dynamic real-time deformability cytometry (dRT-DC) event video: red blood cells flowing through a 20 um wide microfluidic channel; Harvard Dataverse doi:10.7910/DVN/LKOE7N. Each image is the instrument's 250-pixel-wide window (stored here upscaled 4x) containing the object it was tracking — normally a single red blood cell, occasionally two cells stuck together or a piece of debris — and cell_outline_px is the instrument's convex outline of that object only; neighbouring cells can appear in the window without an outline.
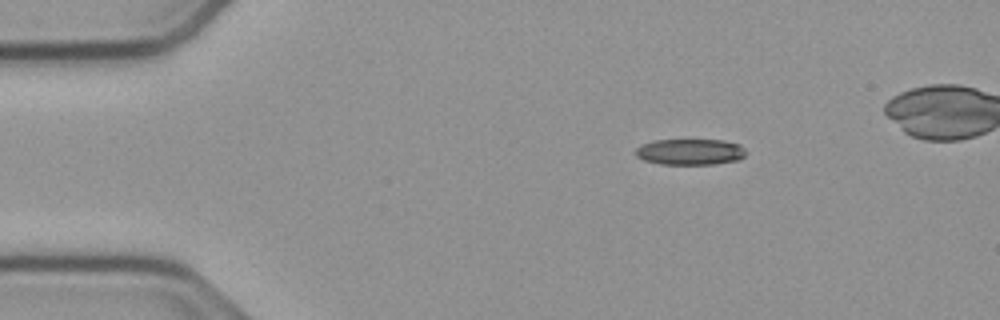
{"species": "common noctule bat (a hibernating species)", "species_latin": "Nyctalus noctula", "temperature_condition": "cold", "stored_images_in_passage": 43, "camera_frame_rate_fps": 3000, "um_per_image_px": 0.085, "animal": {"sex": "male", "body_mass_g": 23.1, "forearm_length_mm": 52.7}, "frame": {"image": 1, "passage_image": 1, "time_ms": 0.0, "image_size_px": [1000, 320], "cell_outline_px": [[744, 156], [740, 160], [712, 164], [660, 164], [644, 160], [636, 156], [636, 148], [640, 144], [656, 140], [724, 140], [740, 144], [744, 148]], "centroid_in_image_um": [58.66, 12.9], "position_along_channel_um": 26.3, "area_um2": 16.76}}
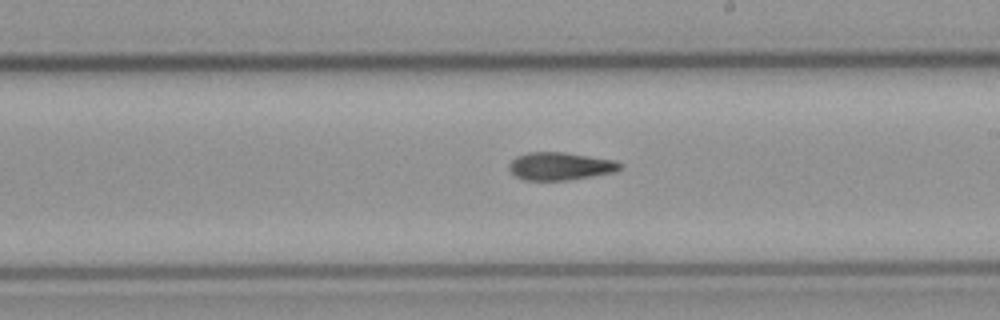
{"frame": {"image": 2, "passage_image": 23, "time_ms": 7.333, "image_size_px": [1000, 320], "cell_outline_px": [[624, 168], [616, 172], [568, 180], [524, 180], [516, 176], [508, 168], [508, 164], [516, 156], [528, 152], [564, 152], [616, 160], [624, 164]], "centroid_in_image_um": [47.67, 14.12], "position_along_channel_um": 241.3, "area_um2": 18.21}}
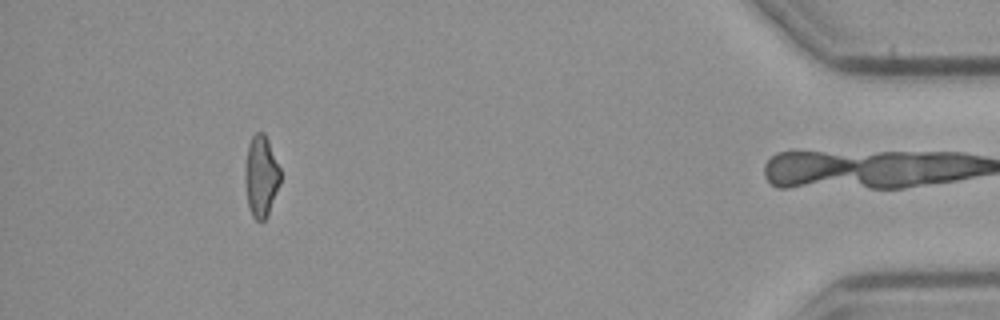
{"frame": {"image": 3, "passage_image": 42, "time_ms": 13.667, "image_size_px": [1000, 320], "cell_outline_px": [[280, 184], [268, 216], [260, 224], [252, 216], [248, 204], [244, 180], [244, 168], [248, 144], [252, 136], [256, 132], [264, 132], [268, 140], [280, 168]], "centroid_in_image_um": [22.18, 15.0], "position_along_channel_um": 413.0, "area_um2": 17.05}, "authors_computed_cell_mechanics": {"area_um2": 17.8602, "velocity_mm_per_s": 3.7903, "shape_relaxation_time_tau1_ms": null, "shape_relaxation_time_tau2_ms": 5.5653, "deformation_change_tau1": null, "deformation_change_tau2": 0.1345}}